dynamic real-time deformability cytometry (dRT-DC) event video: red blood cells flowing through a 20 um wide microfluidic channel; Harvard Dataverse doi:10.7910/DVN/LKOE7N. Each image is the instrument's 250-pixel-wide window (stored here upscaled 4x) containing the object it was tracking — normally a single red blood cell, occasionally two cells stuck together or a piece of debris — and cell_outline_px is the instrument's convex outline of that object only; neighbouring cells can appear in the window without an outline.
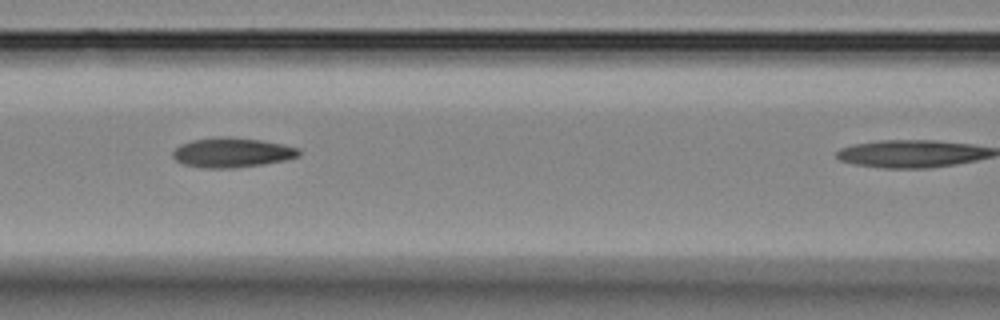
{"species": "Egyptian fruit bat (a non-hibernating species)", "species_latin": "Rousettus aegyptiacus", "temperature_condition": "room temperature", "stored_images_in_passage": 6, "camera_frame_rate_fps": 3000, "um_per_image_px": 0.085, "animal": {"sex": "female"}, "frame": {"image": 1, "passage_image": 5, "time_ms": 4.667, "image_size_px": [1000, 320], "cell_outline_px": [[300, 156], [284, 160], [264, 164], [236, 168], [200, 168], [184, 164], [176, 160], [172, 156], [172, 152], [180, 144], [192, 140], [216, 136], [228, 136], [260, 140], [284, 144], [300, 148]], "centroid_in_image_um": [19.72, 12.96], "position_along_channel_um": 146.9, "area_um2": 22.08}}